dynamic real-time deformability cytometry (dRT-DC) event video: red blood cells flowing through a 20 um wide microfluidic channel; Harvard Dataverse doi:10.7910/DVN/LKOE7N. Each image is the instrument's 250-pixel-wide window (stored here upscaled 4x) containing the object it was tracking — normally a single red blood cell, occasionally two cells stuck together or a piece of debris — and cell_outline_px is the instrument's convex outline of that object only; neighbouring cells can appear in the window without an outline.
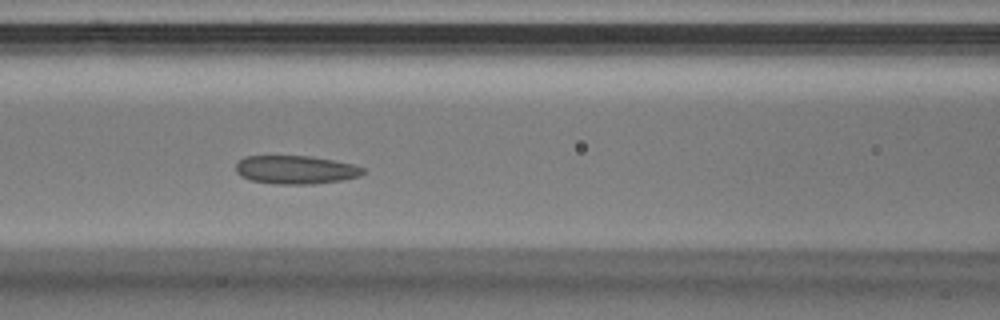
{"species": "Egyptian fruit bat (a non-hibernating species)", "species_latin": "Rousettus aegyptiacus", "temperature_condition": "warm", "stored_images_in_passage": 33, "camera_frame_rate_fps": 3000, "um_per_image_px": 0.085, "animal": {"sex": "male"}, "frame": {"image": 1, "passage_image": 11, "time_ms": 3.333, "image_size_px": [1000, 320], "cell_outline_px": [[364, 172], [360, 176], [344, 180], [312, 184], [276, 184], [252, 180], [240, 176], [236, 172], [236, 164], [244, 156], [308, 156], [332, 160], [352, 164], [364, 168]], "centroid_in_image_um": [25.13, 14.43], "position_along_channel_um": 141.5, "area_um2": 20.98}}
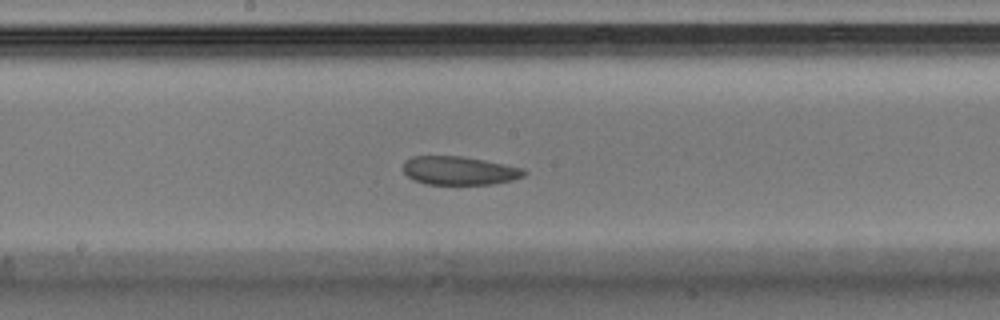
{"frame": {"image": 2, "passage_image": 15, "time_ms": 4.667, "image_size_px": [1000, 320], "cell_outline_px": [[528, 172], [524, 176], [512, 180], [492, 184], [424, 184], [408, 176], [404, 172], [404, 160], [412, 156], [460, 156], [484, 160], [524, 168]], "centroid_in_image_um": [39.06, 14.5], "position_along_channel_um": 209.1, "area_um2": 20.06}}
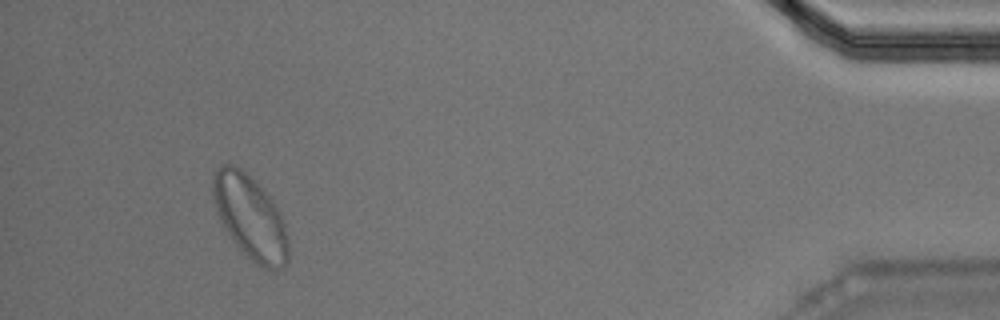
{"frame": {"image": 3, "passage_image": 31, "time_ms": 10.0, "image_size_px": [1000, 320], "cell_outline_px": [[288, 260], [284, 268], [264, 268], [256, 264], [236, 244], [220, 220], [216, 212], [212, 196], [212, 180], [216, 168], [220, 164], [232, 164], [240, 168], [272, 200], [280, 212], [284, 224], [288, 240]], "centroid_in_image_um": [21.25, 18.46], "position_along_channel_um": 414.0, "area_um2": 36.3}}